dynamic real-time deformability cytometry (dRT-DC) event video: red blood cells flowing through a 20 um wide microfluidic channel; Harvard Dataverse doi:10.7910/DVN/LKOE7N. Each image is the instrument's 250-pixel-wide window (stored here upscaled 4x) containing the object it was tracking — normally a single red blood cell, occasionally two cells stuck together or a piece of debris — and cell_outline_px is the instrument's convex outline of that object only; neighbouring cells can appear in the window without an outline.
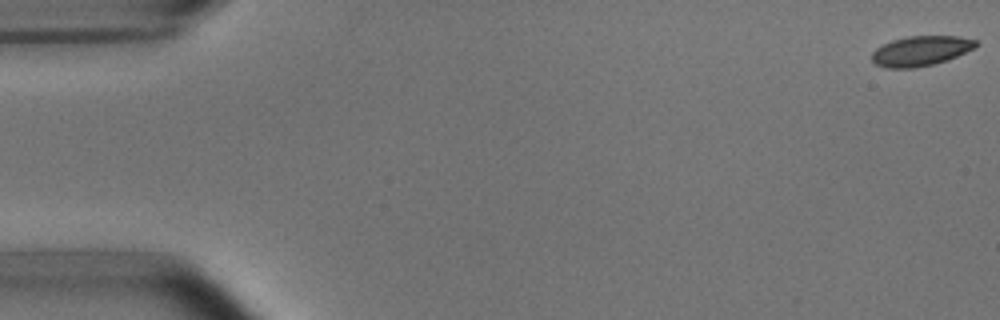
{"species": "common noctule bat (a hibernating species)", "species_latin": "Nyctalus noctula", "temperature_condition": "room temperature", "stored_images_in_passage": 48, "camera_frame_rate_fps": 3000, "um_per_image_px": 0.085, "animal": {"sex": "male", "body_mass_g": 15.6}, "frame": {"image": 1, "passage_image": 1, "time_ms": 0.0, "image_size_px": [1000, 320], "cell_outline_px": [[980, 44], [976, 48], [948, 60], [932, 64], [912, 68], [884, 68], [876, 64], [872, 60], [872, 52], [876, 48], [892, 40], [908, 36], [960, 36], [976, 40]], "centroid_in_image_um": [78.3, 4.32], "position_along_channel_um": 6.7, "area_um2": 18.26}}
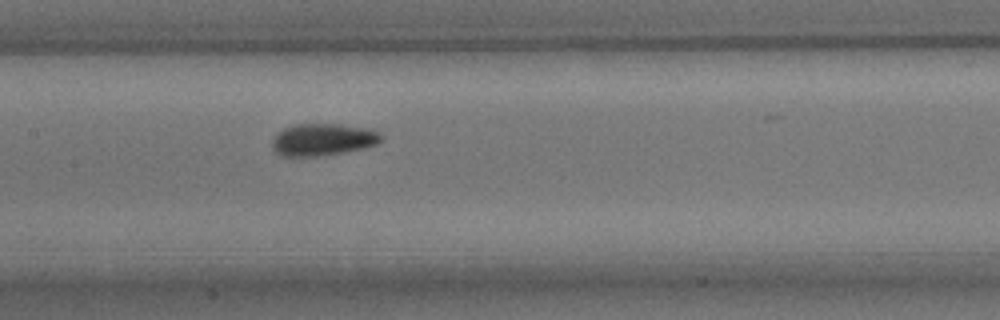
{"frame": {"image": 2, "passage_image": 26, "time_ms": 8.333, "image_size_px": [1000, 320], "cell_outline_px": [[384, 140], [376, 144], [364, 148], [344, 152], [320, 156], [280, 156], [272, 148], [272, 140], [276, 132], [284, 128], [296, 124], [340, 124], [364, 128], [376, 132], [384, 136]], "centroid_in_image_um": [27.41, 11.87], "position_along_channel_um": 180.0, "area_um2": 20.46}}
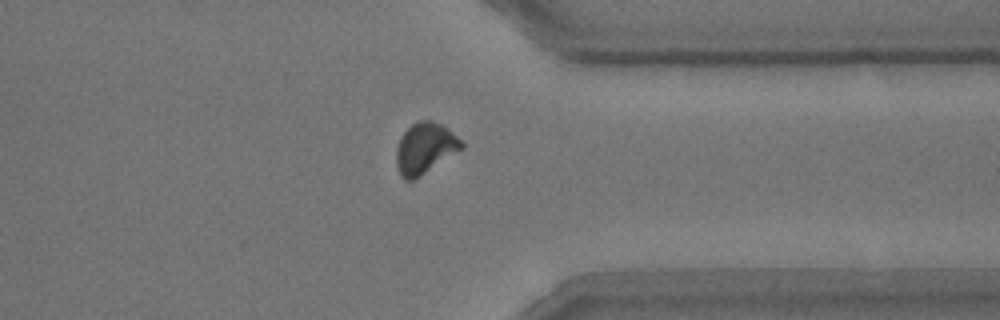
{"frame": {"image": 3, "passage_image": 42, "time_ms": 13.667, "image_size_px": [1000, 320], "cell_outline_px": [[464, 148], [420, 176], [412, 180], [404, 180], [400, 176], [396, 168], [396, 148], [404, 132], [412, 124], [420, 120], [432, 120], [448, 128], [464, 144]], "centroid_in_image_um": [36.11, 12.61], "position_along_channel_um": 375.3, "area_um2": 19.31}}